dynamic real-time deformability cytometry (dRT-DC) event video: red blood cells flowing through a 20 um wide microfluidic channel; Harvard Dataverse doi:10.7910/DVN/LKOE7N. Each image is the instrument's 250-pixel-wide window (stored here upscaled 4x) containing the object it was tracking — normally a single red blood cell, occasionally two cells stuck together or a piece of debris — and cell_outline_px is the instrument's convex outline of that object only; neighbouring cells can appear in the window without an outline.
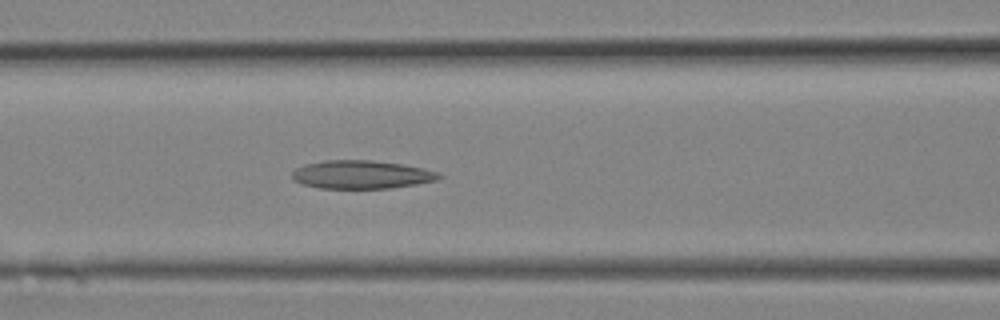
{"species": "Egyptian fruit bat (a non-hibernating species)", "species_latin": "Rousettus aegyptiacus", "temperature_condition": "room temperature", "stored_images_in_passage": 8, "camera_frame_rate_fps": 3000, "um_per_image_px": 0.085, "animal": {"sex": "female"}, "frame": {"image": 1, "passage_image": 8, "time_ms": 2.333, "image_size_px": [1000, 320], "cell_outline_px": [[444, 176], [436, 180], [416, 184], [388, 188], [320, 188], [304, 184], [296, 180], [292, 176], [292, 172], [296, 168], [304, 164], [324, 160], [372, 160], [404, 164], [424, 168], [436, 172]], "centroid_in_image_um": [30.74, 14.82], "position_along_channel_um": 135.9, "area_um2": 24.1}}